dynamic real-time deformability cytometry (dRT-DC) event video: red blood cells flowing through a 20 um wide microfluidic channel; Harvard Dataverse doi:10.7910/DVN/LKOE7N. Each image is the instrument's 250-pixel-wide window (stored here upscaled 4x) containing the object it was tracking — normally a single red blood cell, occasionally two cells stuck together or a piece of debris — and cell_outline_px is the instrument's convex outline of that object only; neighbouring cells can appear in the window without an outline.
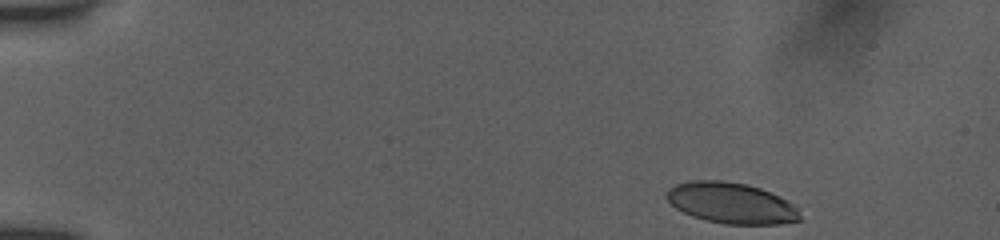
{"species": "human", "species_latin": "Homo sapiens", "temperature_condition": "room temperature", "stored_images_in_passage": 47, "camera_frame_rate_fps": 3000, "um_per_image_px": 0.085, "donor": {"sex": "female"}, "frame": {"image": 1, "passage_image": 1, "time_ms": 0.0, "image_size_px": [1000, 240], "cell_outline_px": [[804, 220], [780, 224], [724, 224], [704, 220], [692, 216], [676, 208], [664, 196], [668, 188], [676, 184], [688, 180], [720, 180], [748, 184], [760, 188], [796, 204]], "centroid_in_image_um": [62.18, 17.26], "position_along_channel_um": 22.8, "area_um2": 32.25}}
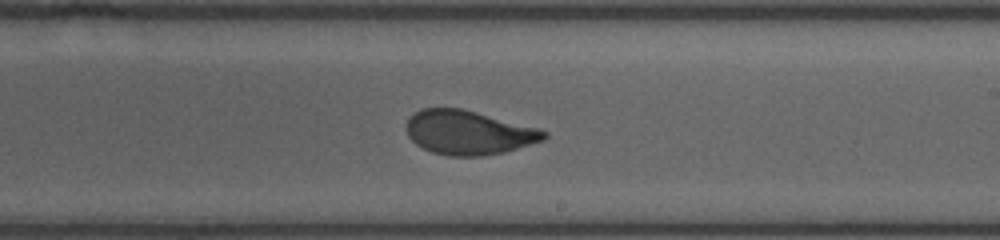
{"frame": {"image": 2, "passage_image": 27, "time_ms": 8.667, "image_size_px": [1000, 240], "cell_outline_px": [[548, 136], [544, 140], [504, 152], [480, 156], [448, 156], [432, 152], [416, 144], [408, 136], [404, 128], [408, 116], [424, 108], [460, 108], [540, 128], [548, 132]], "centroid_in_image_um": [39.81, 11.26], "position_along_channel_um": 249.2, "area_um2": 35.49}}
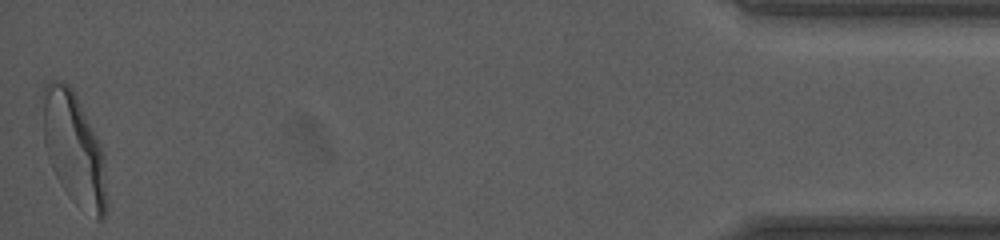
{"frame": {"image": 3, "passage_image": 47, "time_ms": 15.333, "image_size_px": [1000, 240], "cell_outline_px": [[108, 208], [104, 216], [100, 220], [96, 220], [44, 144], [40, 96], [44, 84], [52, 80], [64, 80], [72, 88], [104, 152], [108, 204]], "centroid_in_image_um": [6.33, 12.33], "position_along_channel_um": 428.9, "area_um2": 38.61}, "authors_computed_cell_mechanics": {"area_um2": 35.836, "velocity_mm_per_s": 3.906, "shape_relaxation_time_tau1_ms": 4.4347, "shape_relaxation_time_tau2_ms": 0.7475, "deformation_change_tau1": 0.1667, "deformation_change_tau2": 0.0631}}